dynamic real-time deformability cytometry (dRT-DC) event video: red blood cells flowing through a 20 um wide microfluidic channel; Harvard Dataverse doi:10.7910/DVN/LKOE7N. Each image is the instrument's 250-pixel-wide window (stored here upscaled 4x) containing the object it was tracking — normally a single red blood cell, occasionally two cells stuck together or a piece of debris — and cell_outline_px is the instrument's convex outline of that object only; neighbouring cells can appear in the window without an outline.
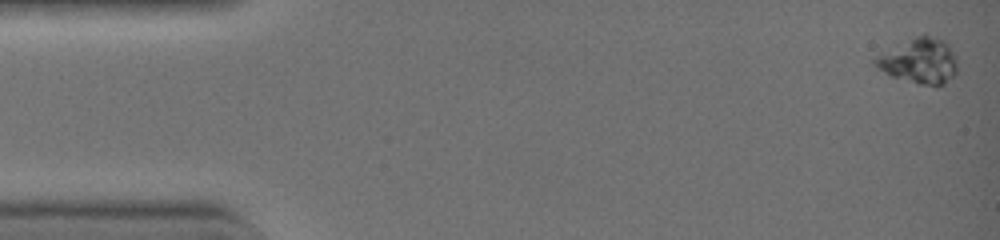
{"species": "common noctule bat (a hibernating species)", "species_latin": "Nyctalus noctula", "temperature_condition": "warm", "stored_images_in_passage": 7, "camera_frame_rate_fps": 3000, "um_per_image_px": 0.085, "animal": {"sex": "female", "body_mass_g": 19.0, "forearm_length_mm": 51.5}, "frame": {"image": 1, "passage_image": 1, "time_ms": 0.0, "image_size_px": [1000, 240], "cell_outline_px": [[956, 72], [944, 84], [920, 84], [892, 76], [876, 68], [872, 64], [872, 60], [876, 56], [924, 32], [944, 40], [948, 44], [956, 56]], "centroid_in_image_um": [78.14, 5.15], "position_along_channel_um": 6.9, "area_um2": 21.5}}
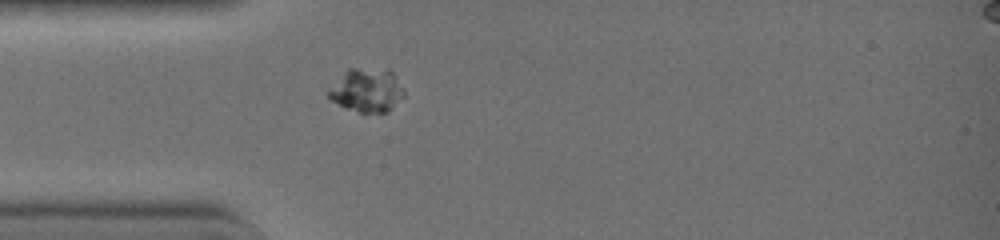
{"frame": {"image": 2, "passage_image": 6, "time_ms": 1.667, "image_size_px": [1000, 240], "cell_outline_px": [[404, 96], [388, 112], [360, 112], [348, 108], [332, 100], [328, 96], [328, 88], [348, 68], [388, 68], [392, 72], [404, 88]], "centroid_in_image_um": [31.2, 7.64], "position_along_channel_um": 53.8, "area_um2": 19.19}}